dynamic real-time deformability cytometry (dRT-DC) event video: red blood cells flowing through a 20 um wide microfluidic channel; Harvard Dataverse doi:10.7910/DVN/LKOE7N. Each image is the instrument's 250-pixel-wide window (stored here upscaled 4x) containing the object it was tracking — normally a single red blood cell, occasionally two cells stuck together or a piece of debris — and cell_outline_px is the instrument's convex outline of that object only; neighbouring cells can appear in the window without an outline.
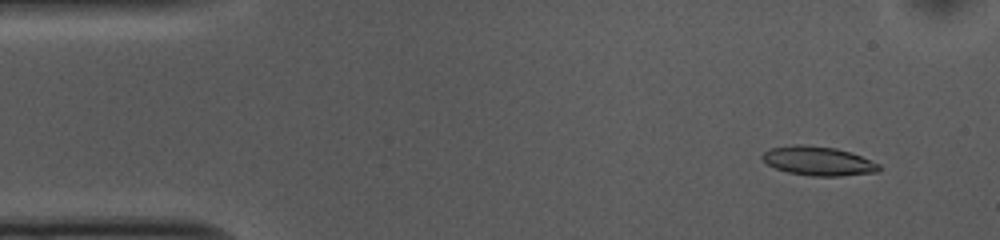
{"species": "common noctule bat (a hibernating species)", "species_latin": "Nyctalus noctula", "temperature_condition": "cold", "stored_images_in_passage": 52, "camera_frame_rate_fps": 3000, "um_per_image_px": 0.085, "animal": {"sex": "female", "body_mass_g": 10.0, "forearm_length_mm": 53.1}, "frame": {"image": 1, "passage_image": 4, "time_ms": 1.0, "image_size_px": [1000, 240], "cell_outline_px": [[880, 168], [876, 172], [840, 176], [812, 176], [788, 172], [776, 168], [768, 164], [760, 156], [764, 152], [772, 148], [796, 144], [804, 144], [836, 148], [860, 156], [880, 164]], "centroid_in_image_um": [69.54, 13.68], "position_along_channel_um": 15.5, "area_um2": 19.54}}
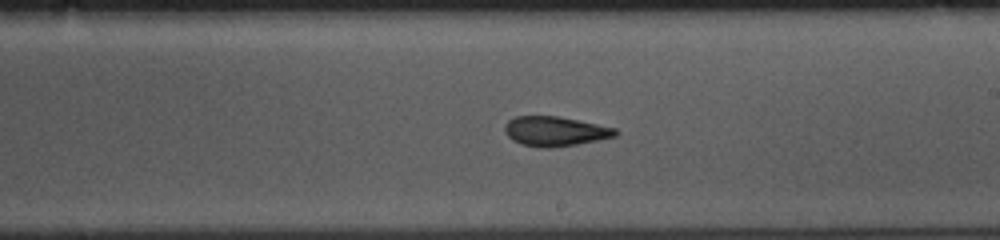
{"frame": {"image": 2, "passage_image": 29, "time_ms": 9.333, "image_size_px": [1000, 240], "cell_outline_px": [[620, 132], [616, 136], [576, 144], [552, 148], [540, 148], [520, 144], [512, 140], [504, 132], [504, 124], [508, 120], [516, 116], [556, 116], [616, 128]], "centroid_in_image_um": [47.14, 11.16], "position_along_channel_um": 241.9, "area_um2": 19.13}}
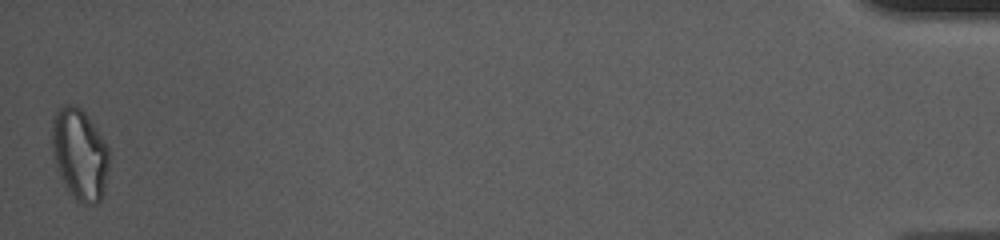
{"frame": {"image": 3, "passage_image": 52, "time_ms": 17.0, "image_size_px": [1000, 240], "cell_outline_px": [[108, 168], [100, 200], [96, 204], [84, 204], [76, 200], [64, 184], [56, 168], [52, 144], [52, 120], [56, 112], [64, 104], [76, 104], [84, 112], [108, 148]], "centroid_in_image_um": [6.74, 13.1], "position_along_channel_um": 428.5, "area_um2": 29.77}, "authors_computed_cell_mechanics": {"area_um2": 19.9988, "velocity_mm_per_s": 3.7094, "shape_relaxation_time_tau1_ms": 4.6182, "shape_relaxation_time_tau2_ms": 2.3656, "deformation_change_tau1": 0.1535, "deformation_change_tau2": 0.1085}}